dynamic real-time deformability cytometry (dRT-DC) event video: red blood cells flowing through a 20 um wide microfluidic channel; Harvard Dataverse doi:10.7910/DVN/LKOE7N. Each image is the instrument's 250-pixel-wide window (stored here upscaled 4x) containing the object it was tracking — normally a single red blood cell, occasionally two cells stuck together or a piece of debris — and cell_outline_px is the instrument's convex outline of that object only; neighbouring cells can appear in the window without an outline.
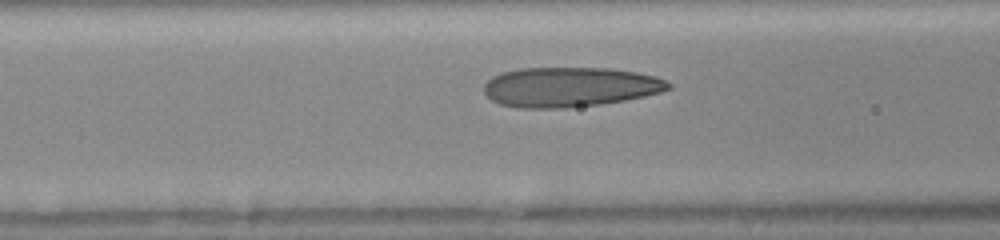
{"species": "human", "species_latin": "Homo sapiens", "temperature_condition": "room temperature", "stored_images_in_passage": 32, "camera_frame_rate_fps": 3000, "um_per_image_px": 0.085, "donor": {"sex": "female"}, "frame": {"image": 1, "passage_image": 4, "time_ms": 1.0, "image_size_px": [1000, 240], "cell_outline_px": [[672, 88], [660, 92], [644, 96], [624, 100], [600, 104], [564, 108], [516, 108], [500, 104], [492, 100], [484, 92], [484, 84], [492, 76], [500, 72], [520, 68], [608, 68], [636, 72], [656, 76], [672, 84]], "centroid_in_image_um": [48.41, 7.39], "position_along_channel_um": 118.2, "area_um2": 42.89}}
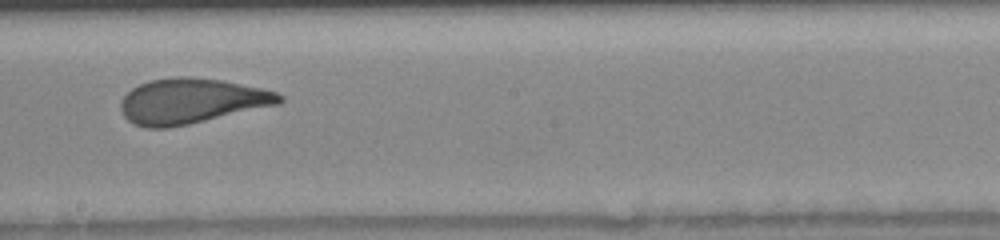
{"frame": {"image": 2, "passage_image": 12, "time_ms": 3.667, "image_size_px": [1000, 240], "cell_outline_px": [[284, 100], [280, 104], [188, 124], [168, 128], [144, 128], [132, 124], [124, 116], [120, 108], [120, 104], [124, 96], [132, 88], [148, 80], [176, 76], [184, 76], [220, 80], [260, 88], [276, 92], [284, 96]], "centroid_in_image_um": [16.24, 8.59], "position_along_channel_um": 232.0, "area_um2": 41.73}}
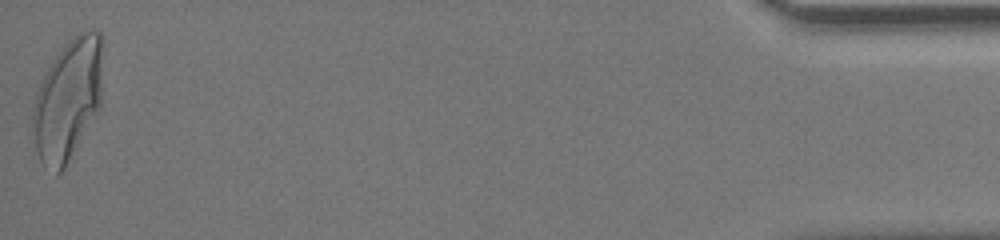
{"frame": {"image": 3, "passage_image": 32, "time_ms": 10.333, "image_size_px": [1000, 240], "cell_outline_px": [[104, 40], [100, 104], [64, 168], [56, 176], [44, 168], [36, 152], [28, 132], [32, 108], [36, 92], [52, 60], [68, 40], [80, 32], [88, 28], [92, 28], [100, 32], [104, 36]], "centroid_in_image_um": [5.72, 8.45], "position_along_channel_um": 429.5, "area_um2": 50.46}}